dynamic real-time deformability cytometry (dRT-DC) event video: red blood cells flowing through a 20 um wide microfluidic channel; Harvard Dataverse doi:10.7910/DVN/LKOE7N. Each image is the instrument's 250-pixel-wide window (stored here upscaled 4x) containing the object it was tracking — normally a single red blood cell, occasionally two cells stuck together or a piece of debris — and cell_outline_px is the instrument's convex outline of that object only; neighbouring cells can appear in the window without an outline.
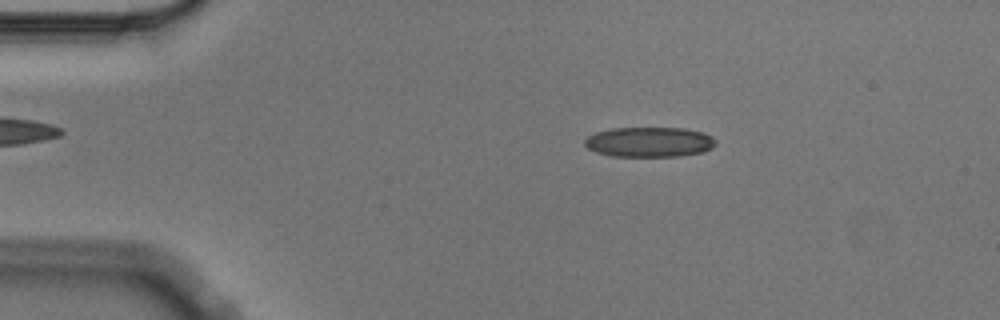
{"species": "Egyptian fruit bat (a non-hibernating species)", "species_latin": "Rousettus aegyptiacus", "temperature_condition": "cold", "stored_images_in_passage": 6, "camera_frame_rate_fps": 3000, "um_per_image_px": 0.085, "animal": {"sex": "male"}, "frame": {"image": 1, "passage_image": 3, "time_ms": 0.667, "image_size_px": [1000, 320], "cell_outline_px": [[716, 144], [712, 148], [704, 152], [680, 156], [612, 156], [596, 152], [588, 148], [584, 144], [584, 140], [588, 136], [596, 132], [612, 128], [684, 128], [704, 132], [712, 136], [716, 140]], "centroid_in_image_um": [55.22, 12.07], "position_along_channel_um": 29.8, "area_um2": 23.06}}
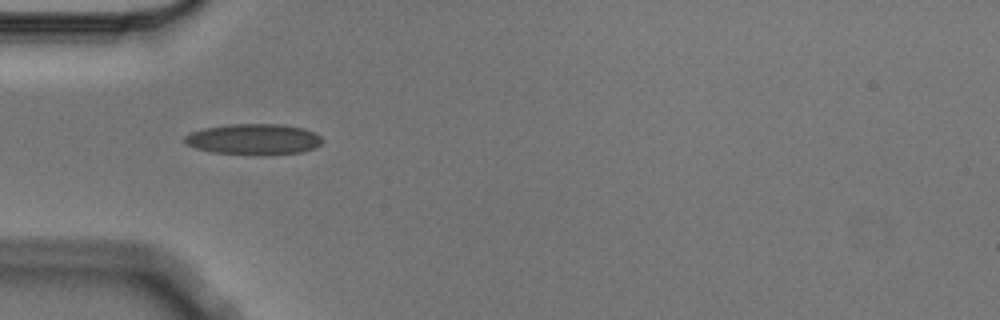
{"frame": {"image": 2, "passage_image": 5, "time_ms": 1.333, "image_size_px": [1000, 320], "cell_outline_px": [[324, 140], [316, 148], [304, 152], [264, 156], [256, 156], [212, 152], [196, 148], [188, 144], [184, 140], [184, 136], [192, 132], [204, 128], [228, 124], [280, 124], [304, 128], [316, 132]], "centroid_in_image_um": [21.63, 11.85], "position_along_channel_um": 63.4, "area_um2": 25.26}}
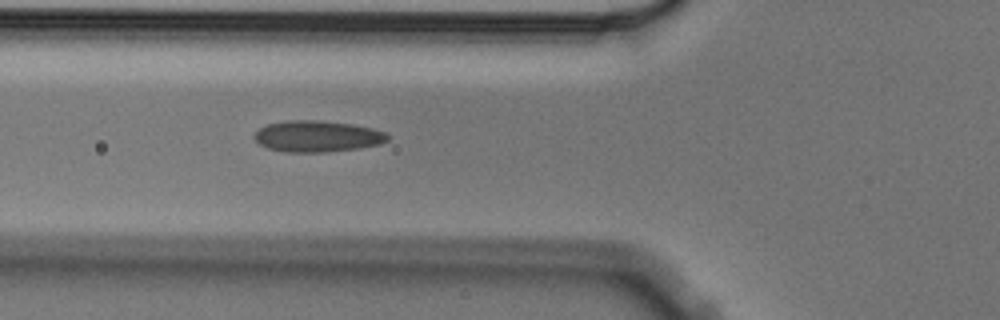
{"frame": {"image": 3, "passage_image": 6, "time_ms": 1.667, "image_size_px": [1000, 320], "cell_outline_px": [[388, 140], [380, 144], [360, 148], [328, 152], [288, 152], [268, 148], [260, 144], [252, 136], [260, 128], [268, 124], [288, 120], [316, 120], [352, 124], [372, 128], [384, 132], [388, 136]], "centroid_in_image_um": [26.97, 11.59], "position_along_channel_um": 98.8, "area_um2": 24.22}}